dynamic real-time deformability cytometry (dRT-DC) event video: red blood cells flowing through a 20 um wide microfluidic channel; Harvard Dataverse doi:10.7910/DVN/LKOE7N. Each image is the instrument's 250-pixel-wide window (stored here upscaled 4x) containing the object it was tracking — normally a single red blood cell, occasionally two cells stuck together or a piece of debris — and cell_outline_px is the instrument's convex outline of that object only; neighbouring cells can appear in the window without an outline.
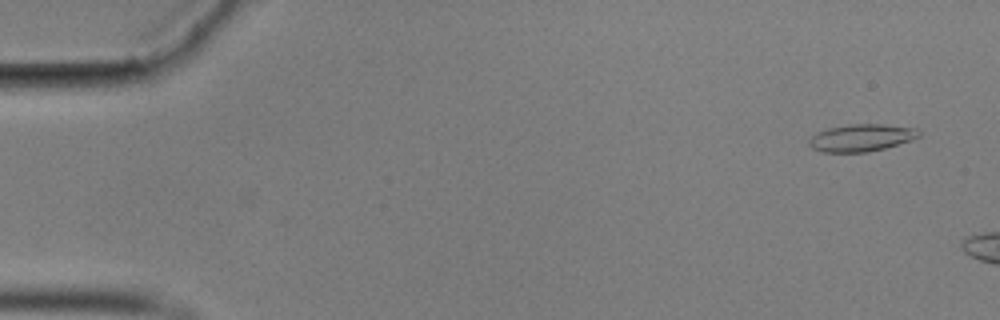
{"species": "common noctule bat (a hibernating species)", "species_latin": "Nyctalus noctula", "temperature_condition": "cold", "stored_images_in_passage": 8, "camera_frame_rate_fps": 3000, "um_per_image_px": 0.085, "animal": {"sex": "male", "body_mass_g": 17.9}, "frame": {"image": 1, "passage_image": 2, "time_ms": 0.333, "image_size_px": [1000, 320], "cell_outline_px": [[920, 136], [912, 140], [884, 148], [868, 152], [824, 152], [812, 148], [808, 144], [808, 140], [812, 136], [828, 128], [848, 124], [880, 124], [916, 128], [920, 132]], "centroid_in_image_um": [73.22, 11.71], "position_along_channel_um": 11.8, "area_um2": 17.34}}